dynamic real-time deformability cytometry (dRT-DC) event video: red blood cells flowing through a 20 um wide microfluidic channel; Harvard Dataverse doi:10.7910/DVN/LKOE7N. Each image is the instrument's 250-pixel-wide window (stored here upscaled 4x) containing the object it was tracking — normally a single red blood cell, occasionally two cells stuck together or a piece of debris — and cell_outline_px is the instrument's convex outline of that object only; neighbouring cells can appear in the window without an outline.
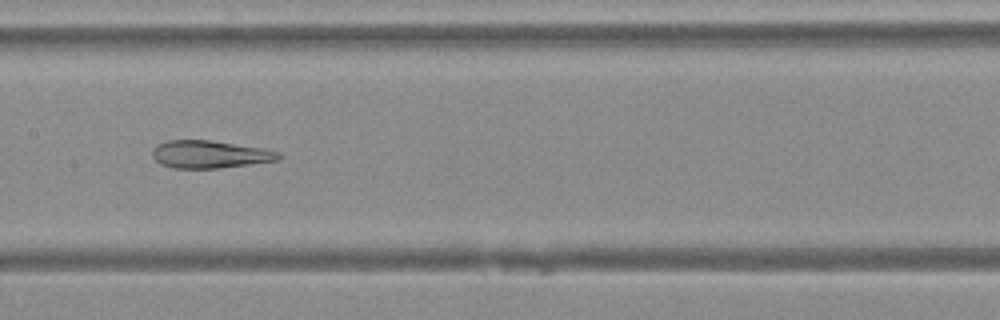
{"species": "Egyptian fruit bat (a non-hibernating species)", "species_latin": "Rousettus aegyptiacus", "temperature_condition": "warm", "stored_images_in_passage": 48, "camera_frame_rate_fps": 3000, "um_per_image_px": 0.085, "animal": {"sex": "female"}, "frame": {"image": 1, "passage_image": 24, "time_ms": 7.667, "image_size_px": [1000, 320], "cell_outline_px": [[280, 160], [220, 168], [176, 168], [160, 164], [152, 156], [152, 148], [156, 144], [168, 140], [212, 140], [264, 148], [280, 152]], "centroid_in_image_um": [17.83, 13.11], "position_along_channel_um": 189.6, "area_um2": 20.46}}
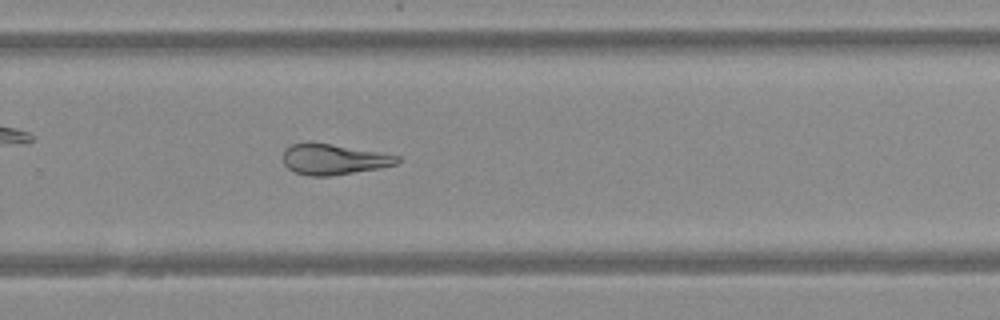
{"frame": {"image": 2, "passage_image": 32, "time_ms": 10.333, "image_size_px": [1000, 320], "cell_outline_px": [[400, 164], [328, 176], [308, 176], [296, 172], [288, 168], [284, 164], [280, 156], [284, 148], [292, 144], [332, 144], [400, 156]], "centroid_in_image_um": [28.32, 13.55], "position_along_channel_um": 301.5, "area_um2": 20.06}}
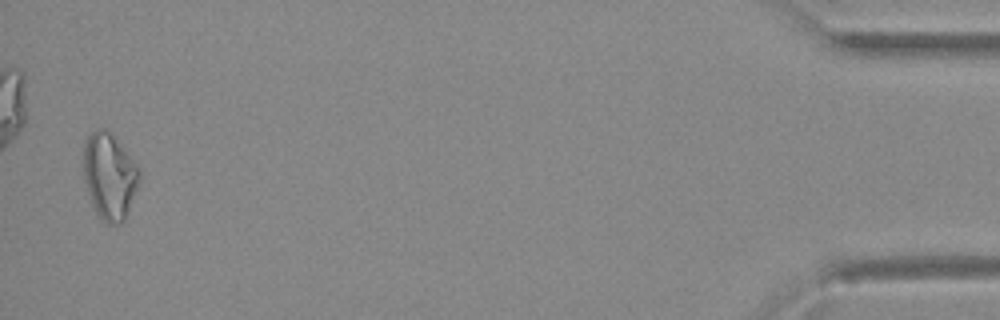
{"frame": {"image": 3, "passage_image": 47, "time_ms": 15.333, "image_size_px": [1000, 320], "cell_outline_px": [[140, 180], [124, 220], [120, 224], [108, 224], [96, 212], [92, 204], [84, 180], [84, 144], [88, 136], [96, 128], [108, 128], [112, 132], [132, 160], [140, 172]], "centroid_in_image_um": [9.29, 14.94], "position_along_channel_um": 425.9, "area_um2": 27.74}}